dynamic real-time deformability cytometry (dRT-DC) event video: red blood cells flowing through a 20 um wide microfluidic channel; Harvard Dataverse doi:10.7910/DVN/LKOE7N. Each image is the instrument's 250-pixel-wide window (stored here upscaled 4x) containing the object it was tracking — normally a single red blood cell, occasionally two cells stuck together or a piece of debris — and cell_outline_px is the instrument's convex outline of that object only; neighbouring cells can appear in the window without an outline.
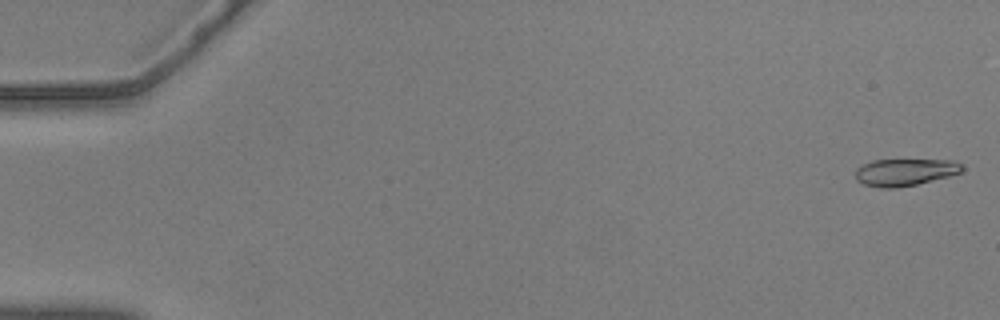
{"species": "common noctule bat (a hibernating species)", "species_latin": "Nyctalus noctula", "temperature_condition": "warm", "stored_images_in_passage": 57, "camera_frame_rate_fps": 3000, "um_per_image_px": 0.085, "animal": {"sex": "male", "body_mass_g": 20.5, "forearm_length_mm": 52.5}, "frame": {"image": 1, "passage_image": 2, "time_ms": 0.333, "image_size_px": [1000, 320], "cell_outline_px": [[964, 168], [960, 172], [948, 176], [916, 184], [896, 188], [880, 188], [864, 184], [856, 180], [856, 168], [872, 160], [952, 160], [960, 164]], "centroid_in_image_um": [76.88, 14.63], "position_along_channel_um": 8.1, "area_um2": 16.65}}
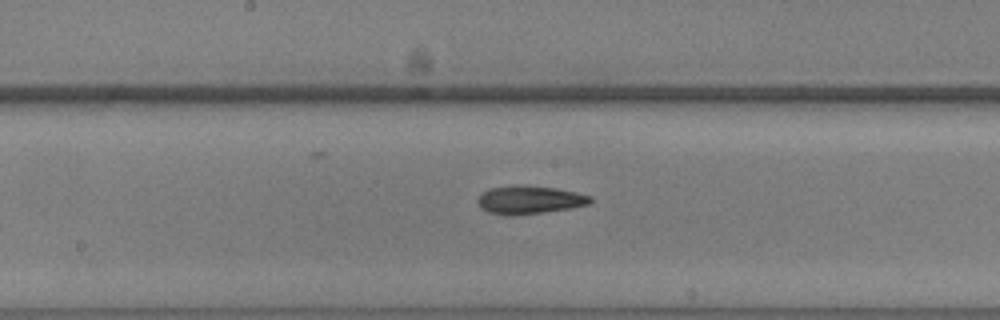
{"frame": {"image": 2, "passage_image": 31, "time_ms": 10.0, "image_size_px": [1000, 320], "cell_outline_px": [[592, 200], [588, 204], [568, 208], [540, 212], [508, 216], [488, 212], [480, 208], [476, 200], [484, 192], [492, 188], [524, 184], [528, 184], [556, 188], [576, 192], [592, 196]], "centroid_in_image_um": [44.99, 16.97], "position_along_channel_um": 203.2, "area_um2": 18.38}}
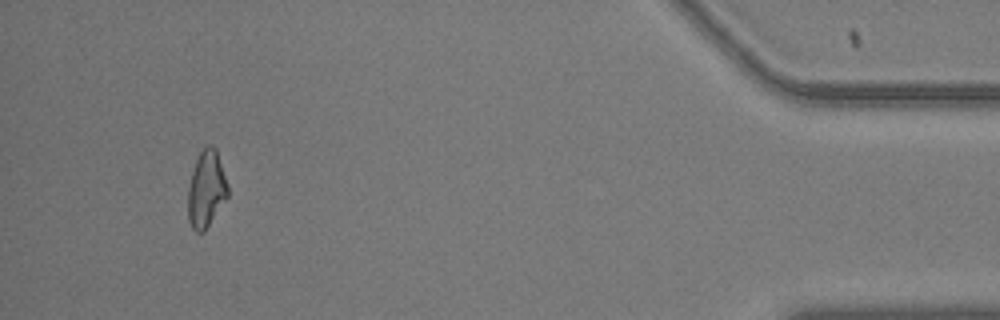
{"frame": {"image": 3, "passage_image": 54, "time_ms": 17.667, "image_size_px": [1000, 320], "cell_outline_px": [[228, 196], [204, 232], [196, 232], [192, 228], [188, 220], [188, 188], [192, 172], [196, 160], [200, 152], [208, 144], [212, 144], [216, 148], [228, 184]], "centroid_in_image_um": [17.54, 16.07], "position_along_channel_um": 417.7, "area_um2": 17.8}, "authors_computed_cell_mechanics": {"area_um2": 17.9758, "velocity_mm_per_s": 3.6551, "shape_relaxation_time_tau1_ms": 11.0973, "shape_relaxation_time_tau2_ms": 8.2144, "deformation_change_tau1": 0.2773, "deformation_change_tau2": 0.1907}}